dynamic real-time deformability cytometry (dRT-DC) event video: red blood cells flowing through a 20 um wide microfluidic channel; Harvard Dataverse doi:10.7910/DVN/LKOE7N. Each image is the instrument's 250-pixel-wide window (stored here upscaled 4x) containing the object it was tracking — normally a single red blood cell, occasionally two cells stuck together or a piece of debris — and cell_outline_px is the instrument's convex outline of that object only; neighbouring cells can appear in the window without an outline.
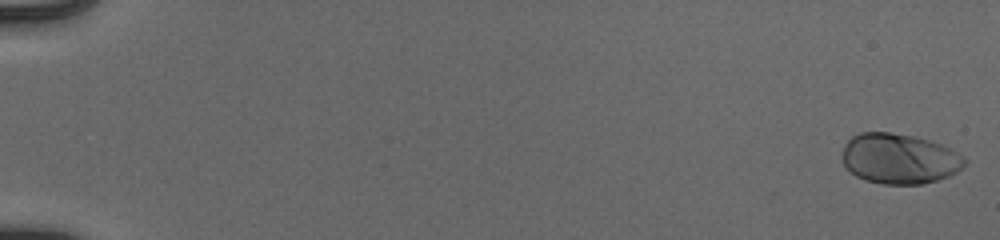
{"species": "human", "species_latin": "Homo sapiens", "temperature_condition": "cold", "stored_images_in_passage": 54, "camera_frame_rate_fps": 3000, "um_per_image_px": 0.085, "donor": {"sex": "male"}, "frame": {"image": 1, "passage_image": 1, "time_ms": 0.0, "image_size_px": [1000, 240], "cell_outline_px": [[968, 160], [956, 172], [948, 176], [924, 184], [884, 184], [864, 180], [856, 176], [844, 164], [844, 144], [852, 136], [860, 132], [888, 132], [912, 136], [928, 140], [940, 144], [964, 156]], "centroid_in_image_um": [76.44, 13.49], "position_along_channel_um": 8.6, "area_um2": 35.55}}
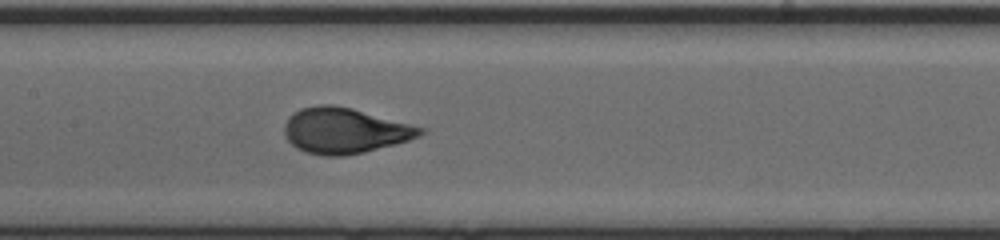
{"frame": {"image": 2, "passage_image": 29, "time_ms": 9.333, "image_size_px": [1000, 240], "cell_outline_px": [[428, 128], [420, 136], [396, 144], [364, 152], [344, 156], [320, 156], [304, 152], [296, 148], [284, 136], [284, 124], [288, 116], [292, 112], [300, 108], [316, 104], [332, 104], [352, 108]], "centroid_in_image_um": [29.28, 11.1], "position_along_channel_um": 178.1, "area_um2": 36.7}}
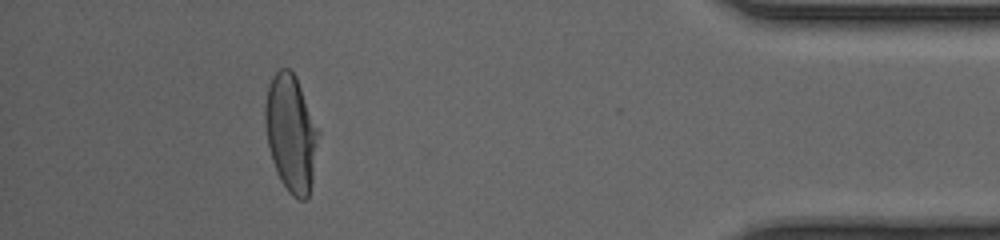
{"frame": {"image": 3, "passage_image": 50, "time_ms": 16.333, "image_size_px": [1000, 240], "cell_outline_px": [[320, 132], [312, 180], [308, 196], [304, 200], [300, 200], [292, 196], [288, 192], [280, 180], [276, 172], [268, 148], [264, 124], [264, 104], [268, 84], [272, 76], [280, 68], [288, 68], [296, 76], [320, 128]], "centroid_in_image_um": [24.73, 11.29], "position_along_channel_um": 410.5, "area_um2": 37.05}, "authors_computed_cell_mechanics": {"area_um2": 35.547, "velocity_mm_per_s": 3.9417, "shape_relaxation_time_tau1_ms": 2.8733, "shape_relaxation_time_tau2_ms": null, "deformation_change_tau1": 0.1772, "deformation_change_tau2": null}}